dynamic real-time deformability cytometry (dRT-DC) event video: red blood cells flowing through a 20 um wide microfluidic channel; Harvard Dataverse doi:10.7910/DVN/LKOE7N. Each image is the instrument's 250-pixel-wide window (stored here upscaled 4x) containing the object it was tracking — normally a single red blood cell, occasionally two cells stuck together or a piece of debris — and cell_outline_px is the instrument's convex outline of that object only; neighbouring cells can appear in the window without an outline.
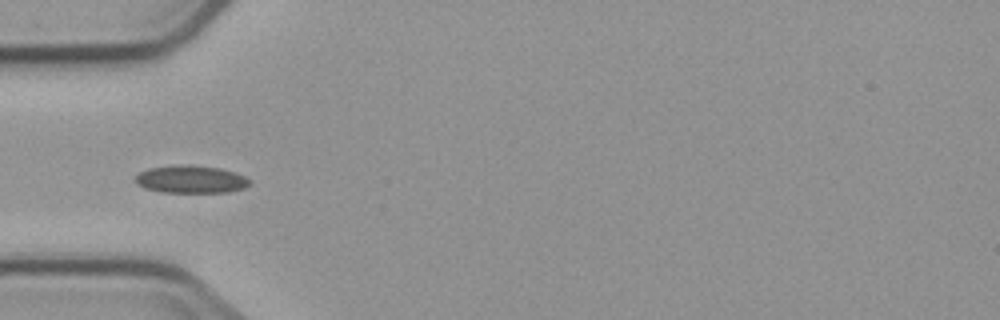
{"species": "common noctule bat (a hibernating species)", "species_latin": "Nyctalus noctula", "temperature_condition": "cold", "stored_images_in_passage": 6, "camera_frame_rate_fps": 3000, "um_per_image_px": 0.085, "animal": {"sex": "male", "body_mass_g": 23.1, "forearm_length_mm": 52.7}, "frame": {"image": 1, "passage_image": 6, "time_ms": 5.667, "image_size_px": [1000, 320], "cell_outline_px": [[252, 184], [244, 188], [228, 192], [160, 192], [144, 188], [136, 184], [136, 176], [140, 172], [148, 168], [180, 164], [188, 164], [220, 168], [244, 176], [252, 180]], "centroid_in_image_um": [16.23, 15.24], "position_along_channel_um": 68.8, "area_um2": 18.55}}